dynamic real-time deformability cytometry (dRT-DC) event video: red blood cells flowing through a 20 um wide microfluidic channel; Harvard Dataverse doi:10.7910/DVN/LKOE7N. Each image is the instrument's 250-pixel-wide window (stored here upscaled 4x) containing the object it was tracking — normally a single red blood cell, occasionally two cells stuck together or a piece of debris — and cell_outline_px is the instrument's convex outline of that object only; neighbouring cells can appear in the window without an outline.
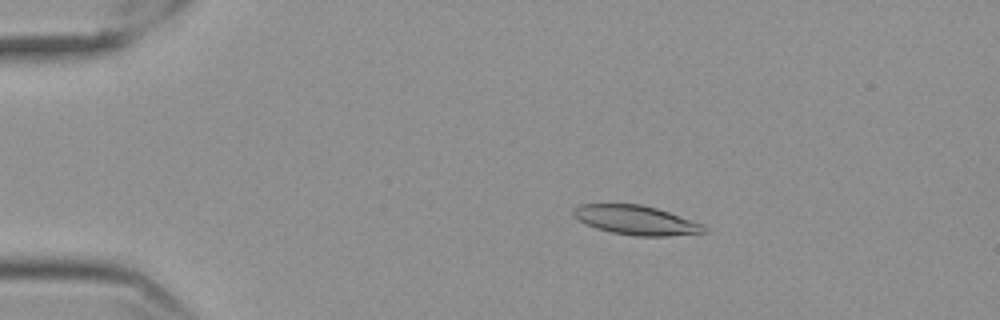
{"species": "Egyptian fruit bat (a non-hibernating species)", "species_latin": "Rousettus aegyptiacus", "temperature_condition": "cold", "stored_images_in_passage": 49, "camera_frame_rate_fps": 3000, "um_per_image_px": 0.085, "frame": {"image": 1, "passage_image": 3, "time_ms": 0.667, "image_size_px": [1000, 320], "cell_outline_px": [[708, 232], [668, 236], [636, 236], [612, 232], [596, 228], [580, 220], [572, 212], [572, 208], [580, 204], [640, 204], [656, 208], [668, 212], [700, 224]], "centroid_in_image_um": [54.02, 18.71], "position_along_channel_um": 31.0, "area_um2": 21.79}}
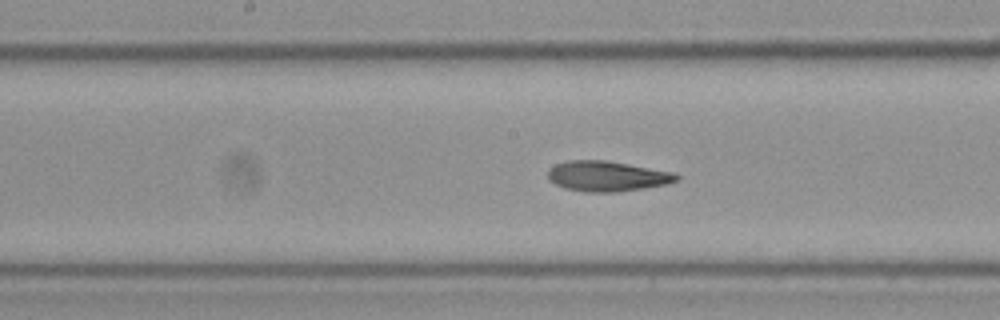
{"frame": {"image": 2, "passage_image": 22, "time_ms": 7.0, "image_size_px": [1000, 320], "cell_outline_px": [[680, 176], [676, 180], [664, 184], [644, 188], [616, 192], [584, 192], [564, 188], [548, 180], [548, 168], [556, 164], [568, 160], [608, 160], [672, 172]], "centroid_in_image_um": [51.54, 14.97], "position_along_channel_um": 196.7, "area_um2": 22.66}}
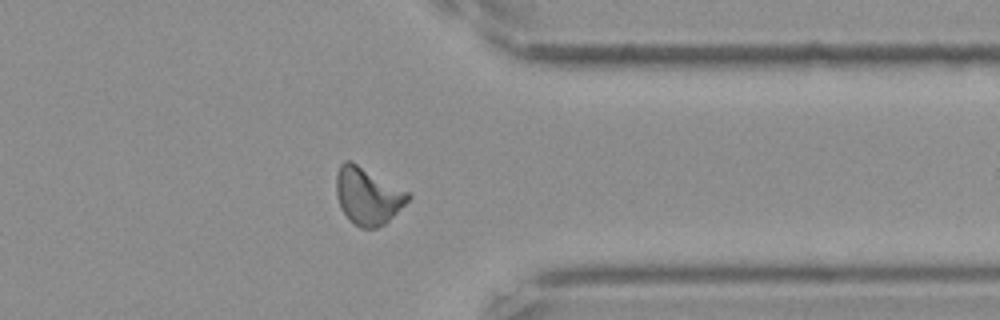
{"frame": {"image": 3, "passage_image": 38, "time_ms": 12.333, "image_size_px": [1000, 320], "cell_outline_px": [[412, 196], [384, 224], [376, 228], [360, 228], [340, 208], [336, 192], [336, 176], [340, 164], [344, 160], [352, 160], [408, 192]], "centroid_in_image_um": [31.23, 16.61], "position_along_channel_um": 380.2, "area_um2": 23.52}, "authors_computed_cell_mechanics": {"area_um2": 22.4264, "velocity_mm_per_s": 3.5513, "shape_relaxation_time_tau1_ms": 10.1775, "shape_relaxation_time_tau2_ms": 2.9861, "deformation_change_tau1": 0.2281, "deformation_change_tau2": 0.0995}}